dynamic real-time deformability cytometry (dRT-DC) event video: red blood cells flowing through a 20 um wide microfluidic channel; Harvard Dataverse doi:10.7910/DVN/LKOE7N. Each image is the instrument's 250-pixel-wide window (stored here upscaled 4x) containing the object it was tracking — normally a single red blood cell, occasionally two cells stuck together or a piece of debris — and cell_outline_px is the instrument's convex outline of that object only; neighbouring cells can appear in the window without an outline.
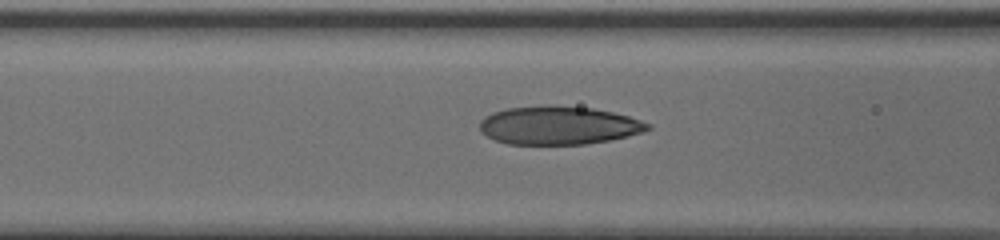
{"species": "human", "species_latin": "Homo sapiens", "temperature_condition": "cold", "stored_images_in_passage": 48, "camera_frame_rate_fps": 3000, "um_per_image_px": 0.085, "donor": {"sex": "male"}, "frame": {"image": 1, "passage_image": 26, "time_ms": 8.333, "image_size_px": [1000, 240], "cell_outline_px": [[652, 128], [628, 136], [608, 140], [584, 144], [508, 144], [496, 140], [480, 132], [480, 120], [484, 116], [492, 112], [508, 108], [592, 108], [612, 112], [628, 116], [652, 124]], "centroid_in_image_um": [47.48, 10.7], "position_along_channel_um": 119.1, "area_um2": 36.41}}
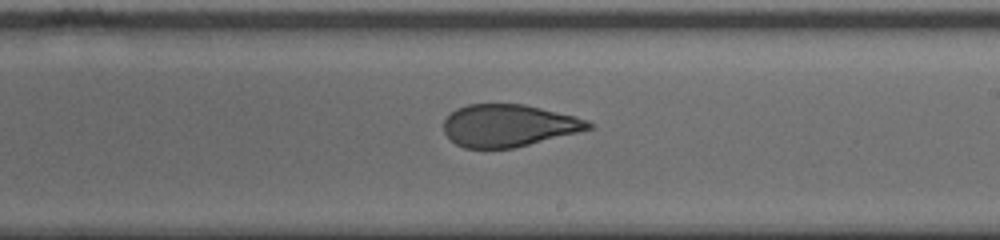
{"frame": {"image": 2, "passage_image": 36, "time_ms": 11.667, "image_size_px": [1000, 240], "cell_outline_px": [[592, 128], [512, 148], [464, 148], [456, 144], [444, 132], [444, 120], [456, 108], [468, 104], [524, 104], [576, 116], [588, 120], [592, 124]], "centroid_in_image_um": [43.2, 10.66], "position_along_channel_um": 245.8, "area_um2": 35.26}}
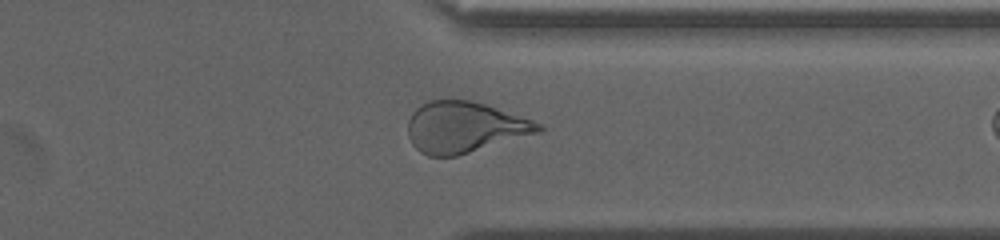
{"frame": {"image": 3, "passage_image": 46, "time_ms": 15.0, "image_size_px": [1000, 240], "cell_outline_px": [[544, 128], [540, 132], [456, 156], [428, 156], [420, 152], [412, 144], [408, 136], [408, 120], [412, 112], [420, 104], [428, 100], [472, 100], [532, 120], [540, 124]], "centroid_in_image_um": [39.44, 10.81], "position_along_channel_um": 372.0, "area_um2": 38.55}}